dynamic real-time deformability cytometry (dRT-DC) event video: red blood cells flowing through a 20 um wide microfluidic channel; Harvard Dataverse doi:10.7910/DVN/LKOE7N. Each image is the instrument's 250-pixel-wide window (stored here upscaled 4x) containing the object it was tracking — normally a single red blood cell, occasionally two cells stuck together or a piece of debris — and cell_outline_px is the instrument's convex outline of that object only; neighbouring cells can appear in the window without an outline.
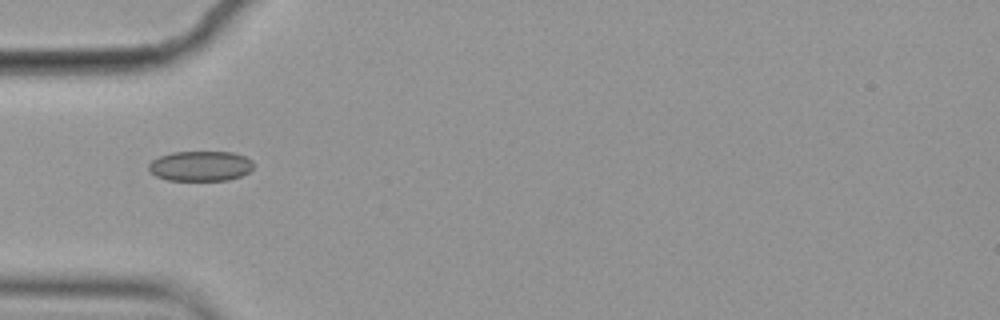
{"species": "common noctule bat (a hibernating species)", "species_latin": "Nyctalus noctula", "temperature_condition": "cold", "stored_images_in_passage": 11, "camera_frame_rate_fps": 3000, "um_per_image_px": 0.085, "animal": {"sex": "female", "body_mass_g": 19.9}, "frame": {"image": 1, "passage_image": 1, "time_ms": 0.0, "image_size_px": [1000, 320], "cell_outline_px": [[252, 168], [248, 172], [240, 176], [228, 180], [168, 180], [156, 176], [148, 168], [148, 164], [152, 160], [160, 156], [172, 152], [232, 152], [244, 156], [252, 160]], "centroid_in_image_um": [17.03, 14.11], "position_along_channel_um": 68.0, "area_um2": 18.26}}
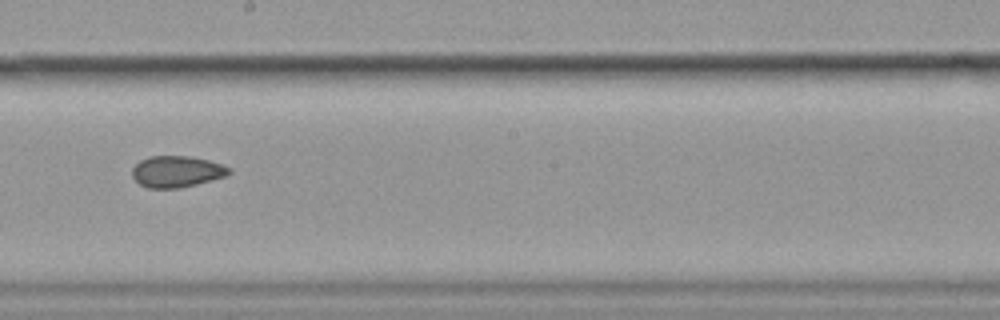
{"frame": {"image": 2, "passage_image": 5, "time_ms": 1.333, "image_size_px": [1000, 320], "cell_outline_px": [[232, 172], [224, 176], [212, 180], [180, 188], [148, 188], [140, 184], [132, 176], [132, 168], [140, 160], [148, 156], [192, 156], [208, 160], [232, 168]], "centroid_in_image_um": [15.02, 14.57], "position_along_channel_um": 233.2, "area_um2": 17.74}}
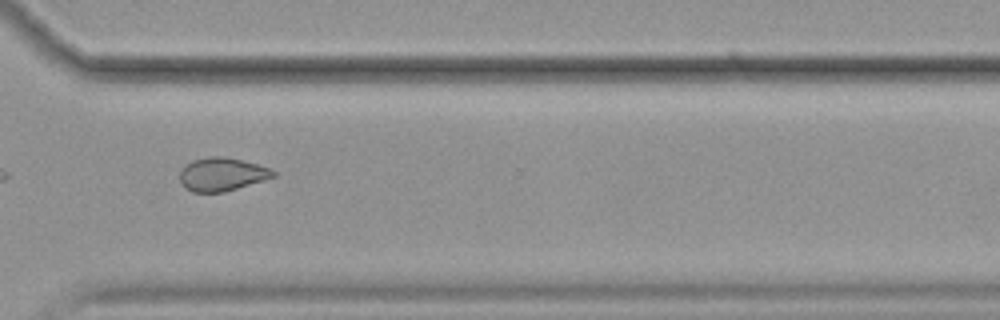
{"frame": {"image": 3, "passage_image": 8, "time_ms": 2.333, "image_size_px": [1000, 320], "cell_outline_px": [[276, 176], [264, 180], [224, 192], [192, 192], [184, 188], [180, 184], [180, 172], [192, 160], [208, 156], [224, 156], [256, 164], [268, 168], [276, 172]], "centroid_in_image_um": [18.84, 14.82], "position_along_channel_um": 351.8, "area_um2": 18.03}}